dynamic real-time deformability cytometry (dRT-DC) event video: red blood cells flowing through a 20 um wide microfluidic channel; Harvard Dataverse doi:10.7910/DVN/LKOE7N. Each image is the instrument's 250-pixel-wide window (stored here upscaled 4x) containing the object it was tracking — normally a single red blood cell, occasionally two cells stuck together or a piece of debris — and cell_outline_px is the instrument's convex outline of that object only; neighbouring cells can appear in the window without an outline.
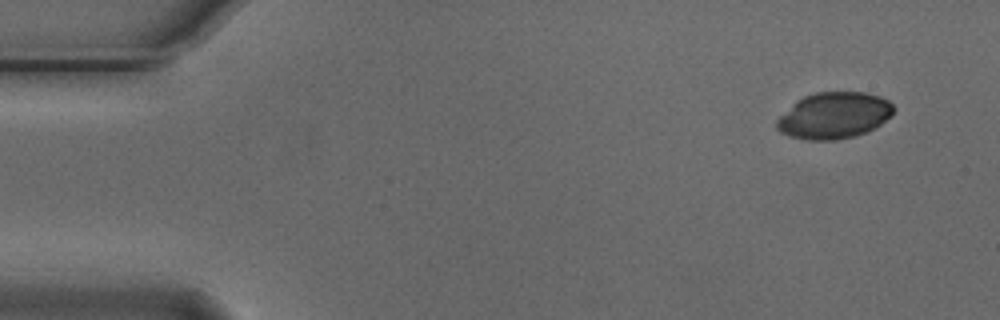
{"species": "Egyptian fruit bat (a non-hibernating species)", "species_latin": "Rousettus aegyptiacus", "temperature_condition": "cold", "stored_images_in_passage": 5, "camera_frame_rate_fps": 3000, "um_per_image_px": 0.085, "animal": {"sex": "male"}, "frame": {"image": 1, "passage_image": 1, "time_ms": 0.0, "image_size_px": [1000, 320], "cell_outline_px": [[896, 108], [892, 116], [876, 128], [856, 136], [836, 140], [804, 140], [780, 132], [776, 128], [776, 120], [796, 100], [804, 96], [816, 92], [864, 92], [880, 96], [888, 100]], "centroid_in_image_um": [70.92, 9.82], "position_along_channel_um": 14.1, "area_um2": 31.91}}
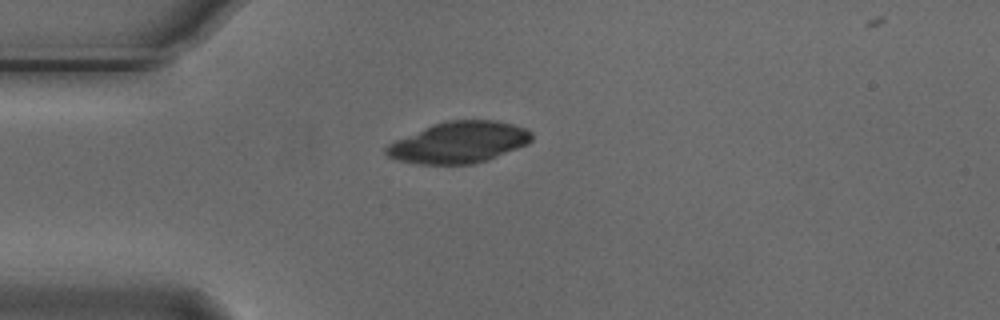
{"frame": {"image": 2, "passage_image": 4, "time_ms": 1.0, "image_size_px": [1000, 320], "cell_outline_px": [[532, 140], [528, 144], [488, 160], [472, 164], [416, 164], [400, 160], [388, 156], [384, 152], [384, 148], [388, 144], [396, 140], [432, 124], [448, 120], [496, 120], [512, 124], [524, 128], [532, 132]], "centroid_in_image_um": [39.02, 12.1], "position_along_channel_um": 46.0, "area_um2": 34.97}}